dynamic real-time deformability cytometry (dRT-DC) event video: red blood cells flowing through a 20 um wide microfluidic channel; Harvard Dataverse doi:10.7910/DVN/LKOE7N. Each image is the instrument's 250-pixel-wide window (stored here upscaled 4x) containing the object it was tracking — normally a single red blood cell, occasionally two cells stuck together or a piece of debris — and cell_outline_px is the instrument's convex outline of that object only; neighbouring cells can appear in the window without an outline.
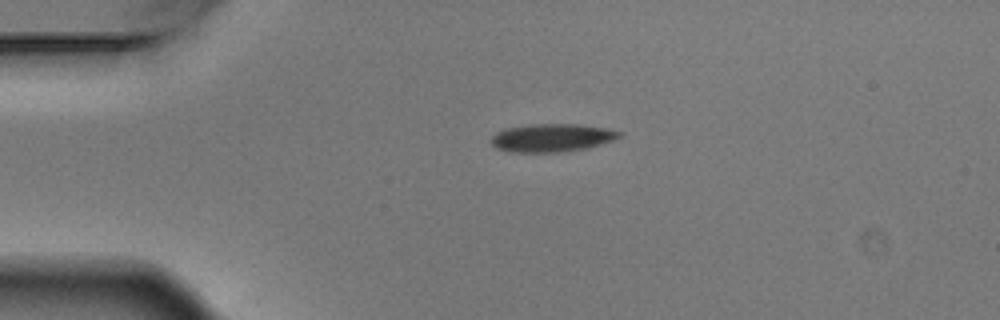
{"species": "Egyptian fruit bat (a non-hibernating species)", "species_latin": "Rousettus aegyptiacus", "temperature_condition": "warm", "stored_images_in_passage": 4, "camera_frame_rate_fps": 3000, "um_per_image_px": 0.085, "animal": {"sex": "male"}, "frame": {"image": 1, "passage_image": 4, "time_ms": 1.0, "image_size_px": [1000, 320], "cell_outline_px": [[620, 136], [612, 140], [588, 148], [556, 152], [512, 152], [496, 148], [492, 144], [492, 136], [496, 132], [504, 128], [532, 124], [580, 124], [608, 128], [620, 132]], "centroid_in_image_um": [46.89, 11.7], "position_along_channel_um": 38.1, "area_um2": 20.87}}